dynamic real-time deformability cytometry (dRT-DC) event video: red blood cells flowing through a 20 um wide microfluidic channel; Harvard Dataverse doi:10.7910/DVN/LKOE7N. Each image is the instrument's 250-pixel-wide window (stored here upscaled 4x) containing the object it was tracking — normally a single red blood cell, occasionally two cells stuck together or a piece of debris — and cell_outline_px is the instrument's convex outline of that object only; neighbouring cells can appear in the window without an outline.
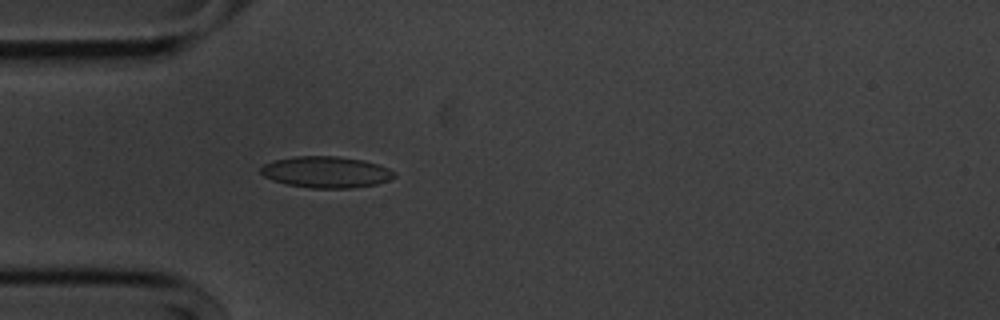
{"species": "common noctule bat (a hibernating species)", "species_latin": "Nyctalus noctula", "temperature_condition": "cold", "stored_images_in_passage": 30, "camera_frame_rate_fps": 3000, "um_per_image_px": 0.085, "animal": {"sex": "male", "body_mass_g": 20.1, "forearm_length_mm": 53.5}, "frame": {"image": 1, "passage_image": 6, "time_ms": 1.667, "image_size_px": [1000, 320], "cell_outline_px": [[396, 176], [388, 180], [376, 184], [352, 188], [312, 188], [288, 184], [272, 180], [264, 176], [260, 172], [260, 168], [264, 164], [276, 160], [296, 156], [336, 156], [364, 160], [388, 168], [396, 172]], "centroid_in_image_um": [27.73, 14.62], "position_along_channel_um": 57.3, "area_um2": 24.28}}
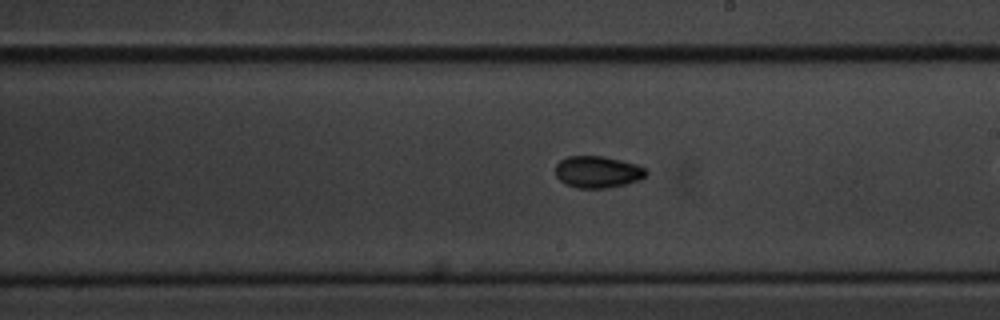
{"frame": {"image": 2, "passage_image": 18, "time_ms": 5.667, "image_size_px": [1000, 320], "cell_outline_px": [[648, 172], [640, 180], [608, 188], [576, 188], [560, 180], [556, 176], [556, 164], [560, 160], [568, 156], [604, 156], [636, 164], [644, 168]], "centroid_in_image_um": [50.79, 14.61], "position_along_channel_um": 238.2, "area_um2": 16.7}}
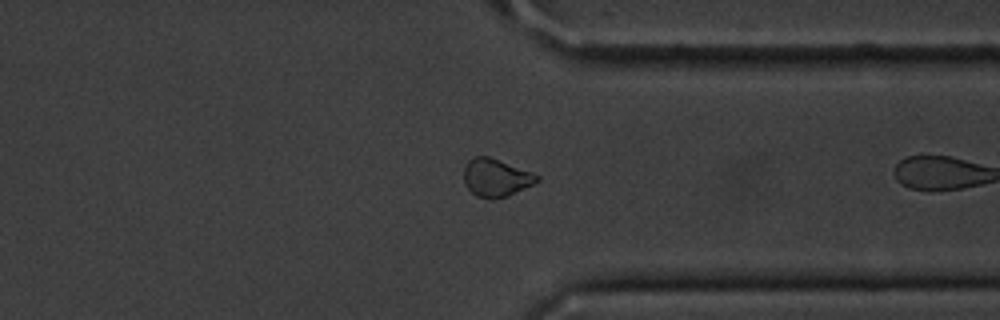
{"frame": {"image": 3, "passage_image": 29, "time_ms": 9.333, "image_size_px": [1000, 320], "cell_outline_px": [[540, 180], [508, 196], [492, 200], [476, 196], [464, 184], [464, 168], [468, 160], [472, 156], [488, 156], [532, 172], [540, 176]], "centroid_in_image_um": [42.14, 15.11], "position_along_channel_um": 369.3, "area_um2": 16.18}}